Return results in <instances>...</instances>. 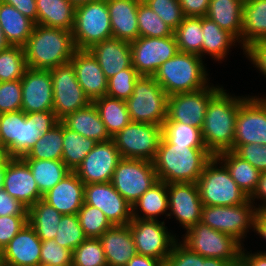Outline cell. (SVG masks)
<instances>
[{"label": "cell", "mask_w": 266, "mask_h": 266, "mask_svg": "<svg viewBox=\"0 0 266 266\" xmlns=\"http://www.w3.org/2000/svg\"><path fill=\"white\" fill-rule=\"evenodd\" d=\"M213 155L207 148L170 144L163 136L152 161L157 178L170 183H197Z\"/></svg>", "instance_id": "6da1fadb"}, {"label": "cell", "mask_w": 266, "mask_h": 266, "mask_svg": "<svg viewBox=\"0 0 266 266\" xmlns=\"http://www.w3.org/2000/svg\"><path fill=\"white\" fill-rule=\"evenodd\" d=\"M23 50L27 68L51 70L69 63L77 49L72 31L35 24Z\"/></svg>", "instance_id": "7a4b0ae2"}, {"label": "cell", "mask_w": 266, "mask_h": 266, "mask_svg": "<svg viewBox=\"0 0 266 266\" xmlns=\"http://www.w3.org/2000/svg\"><path fill=\"white\" fill-rule=\"evenodd\" d=\"M226 91L222 87L210 99L201 129L205 146L213 156L233 150L237 112L245 97Z\"/></svg>", "instance_id": "3957f363"}, {"label": "cell", "mask_w": 266, "mask_h": 266, "mask_svg": "<svg viewBox=\"0 0 266 266\" xmlns=\"http://www.w3.org/2000/svg\"><path fill=\"white\" fill-rule=\"evenodd\" d=\"M202 60L199 55L178 52L159 67L154 79L168 96L203 89L211 83Z\"/></svg>", "instance_id": "277c9868"}, {"label": "cell", "mask_w": 266, "mask_h": 266, "mask_svg": "<svg viewBox=\"0 0 266 266\" xmlns=\"http://www.w3.org/2000/svg\"><path fill=\"white\" fill-rule=\"evenodd\" d=\"M197 185L203 206H235L249 199L216 156L205 165Z\"/></svg>", "instance_id": "5b68a950"}, {"label": "cell", "mask_w": 266, "mask_h": 266, "mask_svg": "<svg viewBox=\"0 0 266 266\" xmlns=\"http://www.w3.org/2000/svg\"><path fill=\"white\" fill-rule=\"evenodd\" d=\"M125 102L133 122L162 126L167 118L168 95L154 76L141 75Z\"/></svg>", "instance_id": "8992f818"}, {"label": "cell", "mask_w": 266, "mask_h": 266, "mask_svg": "<svg viewBox=\"0 0 266 266\" xmlns=\"http://www.w3.org/2000/svg\"><path fill=\"white\" fill-rule=\"evenodd\" d=\"M72 35L78 50H88L113 37L107 0H94L76 6Z\"/></svg>", "instance_id": "52a82bcc"}, {"label": "cell", "mask_w": 266, "mask_h": 266, "mask_svg": "<svg viewBox=\"0 0 266 266\" xmlns=\"http://www.w3.org/2000/svg\"><path fill=\"white\" fill-rule=\"evenodd\" d=\"M185 232L181 242L203 257L219 258L231 263L242 255L243 245L239 241L201 221Z\"/></svg>", "instance_id": "ba28073f"}, {"label": "cell", "mask_w": 266, "mask_h": 266, "mask_svg": "<svg viewBox=\"0 0 266 266\" xmlns=\"http://www.w3.org/2000/svg\"><path fill=\"white\" fill-rule=\"evenodd\" d=\"M248 199L235 206H203L201 222L210 228L232 236L242 245L249 229L254 230L256 205Z\"/></svg>", "instance_id": "9c48e42d"}, {"label": "cell", "mask_w": 266, "mask_h": 266, "mask_svg": "<svg viewBox=\"0 0 266 266\" xmlns=\"http://www.w3.org/2000/svg\"><path fill=\"white\" fill-rule=\"evenodd\" d=\"M162 138V126L131 121L111 139L124 159L153 161Z\"/></svg>", "instance_id": "30bf717a"}, {"label": "cell", "mask_w": 266, "mask_h": 266, "mask_svg": "<svg viewBox=\"0 0 266 266\" xmlns=\"http://www.w3.org/2000/svg\"><path fill=\"white\" fill-rule=\"evenodd\" d=\"M157 181L152 161L122 158L114 170L111 184L132 206Z\"/></svg>", "instance_id": "8fae6325"}, {"label": "cell", "mask_w": 266, "mask_h": 266, "mask_svg": "<svg viewBox=\"0 0 266 266\" xmlns=\"http://www.w3.org/2000/svg\"><path fill=\"white\" fill-rule=\"evenodd\" d=\"M129 226L137 254L156 258L163 263L179 240L168 231L164 221L132 218Z\"/></svg>", "instance_id": "7c38bea8"}, {"label": "cell", "mask_w": 266, "mask_h": 266, "mask_svg": "<svg viewBox=\"0 0 266 266\" xmlns=\"http://www.w3.org/2000/svg\"><path fill=\"white\" fill-rule=\"evenodd\" d=\"M53 87V112L61 121L91 101L79 85L71 62L50 70Z\"/></svg>", "instance_id": "4fadbf2b"}, {"label": "cell", "mask_w": 266, "mask_h": 266, "mask_svg": "<svg viewBox=\"0 0 266 266\" xmlns=\"http://www.w3.org/2000/svg\"><path fill=\"white\" fill-rule=\"evenodd\" d=\"M132 66L140 75L153 76L159 67L178 52L176 37H139L130 42Z\"/></svg>", "instance_id": "5bb4252c"}, {"label": "cell", "mask_w": 266, "mask_h": 266, "mask_svg": "<svg viewBox=\"0 0 266 266\" xmlns=\"http://www.w3.org/2000/svg\"><path fill=\"white\" fill-rule=\"evenodd\" d=\"M223 86L213 84L203 89L168 96L167 118L165 121L181 122L202 129L210 99Z\"/></svg>", "instance_id": "9a60e30c"}, {"label": "cell", "mask_w": 266, "mask_h": 266, "mask_svg": "<svg viewBox=\"0 0 266 266\" xmlns=\"http://www.w3.org/2000/svg\"><path fill=\"white\" fill-rule=\"evenodd\" d=\"M266 145V97L245 96L237 112L234 145Z\"/></svg>", "instance_id": "2e32d148"}, {"label": "cell", "mask_w": 266, "mask_h": 266, "mask_svg": "<svg viewBox=\"0 0 266 266\" xmlns=\"http://www.w3.org/2000/svg\"><path fill=\"white\" fill-rule=\"evenodd\" d=\"M121 159L112 139L97 142L74 172L85 185L111 182L114 170Z\"/></svg>", "instance_id": "e0dca14e"}, {"label": "cell", "mask_w": 266, "mask_h": 266, "mask_svg": "<svg viewBox=\"0 0 266 266\" xmlns=\"http://www.w3.org/2000/svg\"><path fill=\"white\" fill-rule=\"evenodd\" d=\"M84 203L100 209L112 225H128L132 220V206L111 182L86 184Z\"/></svg>", "instance_id": "ac0fdd59"}, {"label": "cell", "mask_w": 266, "mask_h": 266, "mask_svg": "<svg viewBox=\"0 0 266 266\" xmlns=\"http://www.w3.org/2000/svg\"><path fill=\"white\" fill-rule=\"evenodd\" d=\"M168 219L172 216L187 231L201 220L202 201L197 183L167 184Z\"/></svg>", "instance_id": "d6986e66"}, {"label": "cell", "mask_w": 266, "mask_h": 266, "mask_svg": "<svg viewBox=\"0 0 266 266\" xmlns=\"http://www.w3.org/2000/svg\"><path fill=\"white\" fill-rule=\"evenodd\" d=\"M3 189L28 209L43 197L31 169L21 157L6 159Z\"/></svg>", "instance_id": "ffe728a7"}, {"label": "cell", "mask_w": 266, "mask_h": 266, "mask_svg": "<svg viewBox=\"0 0 266 266\" xmlns=\"http://www.w3.org/2000/svg\"><path fill=\"white\" fill-rule=\"evenodd\" d=\"M22 111H53V87L50 70L27 68L21 78Z\"/></svg>", "instance_id": "44dd1931"}, {"label": "cell", "mask_w": 266, "mask_h": 266, "mask_svg": "<svg viewBox=\"0 0 266 266\" xmlns=\"http://www.w3.org/2000/svg\"><path fill=\"white\" fill-rule=\"evenodd\" d=\"M72 63L79 85L91 102L106 96L108 79L102 71L97 59L89 50H76L73 54Z\"/></svg>", "instance_id": "7402d4cb"}, {"label": "cell", "mask_w": 266, "mask_h": 266, "mask_svg": "<svg viewBox=\"0 0 266 266\" xmlns=\"http://www.w3.org/2000/svg\"><path fill=\"white\" fill-rule=\"evenodd\" d=\"M41 245V239L27 223L2 249L4 266H38Z\"/></svg>", "instance_id": "603a6c76"}, {"label": "cell", "mask_w": 266, "mask_h": 266, "mask_svg": "<svg viewBox=\"0 0 266 266\" xmlns=\"http://www.w3.org/2000/svg\"><path fill=\"white\" fill-rule=\"evenodd\" d=\"M84 188L85 184L74 171H71L47 191L42 200L53 206L62 215L77 214L84 204Z\"/></svg>", "instance_id": "cb8c5ba5"}, {"label": "cell", "mask_w": 266, "mask_h": 266, "mask_svg": "<svg viewBox=\"0 0 266 266\" xmlns=\"http://www.w3.org/2000/svg\"><path fill=\"white\" fill-rule=\"evenodd\" d=\"M88 50L97 59L107 79L132 67L129 41L111 37L93 45Z\"/></svg>", "instance_id": "d4e9b609"}, {"label": "cell", "mask_w": 266, "mask_h": 266, "mask_svg": "<svg viewBox=\"0 0 266 266\" xmlns=\"http://www.w3.org/2000/svg\"><path fill=\"white\" fill-rule=\"evenodd\" d=\"M108 266H126L137 255L136 246L128 225H113L100 236Z\"/></svg>", "instance_id": "484cf974"}, {"label": "cell", "mask_w": 266, "mask_h": 266, "mask_svg": "<svg viewBox=\"0 0 266 266\" xmlns=\"http://www.w3.org/2000/svg\"><path fill=\"white\" fill-rule=\"evenodd\" d=\"M142 0H107L112 36L125 41H134L140 37L137 12Z\"/></svg>", "instance_id": "4316f807"}, {"label": "cell", "mask_w": 266, "mask_h": 266, "mask_svg": "<svg viewBox=\"0 0 266 266\" xmlns=\"http://www.w3.org/2000/svg\"><path fill=\"white\" fill-rule=\"evenodd\" d=\"M59 120L53 111L32 112L22 111L19 140H16V157H22L34 146L43 134L47 133Z\"/></svg>", "instance_id": "83f0119b"}, {"label": "cell", "mask_w": 266, "mask_h": 266, "mask_svg": "<svg viewBox=\"0 0 266 266\" xmlns=\"http://www.w3.org/2000/svg\"><path fill=\"white\" fill-rule=\"evenodd\" d=\"M61 122L70 130L96 142H104L111 139L93 102L67 115Z\"/></svg>", "instance_id": "f1b7e54d"}, {"label": "cell", "mask_w": 266, "mask_h": 266, "mask_svg": "<svg viewBox=\"0 0 266 266\" xmlns=\"http://www.w3.org/2000/svg\"><path fill=\"white\" fill-rule=\"evenodd\" d=\"M244 0H210L206 17L231 33L241 46Z\"/></svg>", "instance_id": "f546056e"}, {"label": "cell", "mask_w": 266, "mask_h": 266, "mask_svg": "<svg viewBox=\"0 0 266 266\" xmlns=\"http://www.w3.org/2000/svg\"><path fill=\"white\" fill-rule=\"evenodd\" d=\"M37 24L72 31L75 5L70 0H36Z\"/></svg>", "instance_id": "4dcf8cb0"}, {"label": "cell", "mask_w": 266, "mask_h": 266, "mask_svg": "<svg viewBox=\"0 0 266 266\" xmlns=\"http://www.w3.org/2000/svg\"><path fill=\"white\" fill-rule=\"evenodd\" d=\"M168 210L167 184L164 181L158 180L132 205V218L158 220L160 215L165 214L168 217Z\"/></svg>", "instance_id": "1f68e13d"}, {"label": "cell", "mask_w": 266, "mask_h": 266, "mask_svg": "<svg viewBox=\"0 0 266 266\" xmlns=\"http://www.w3.org/2000/svg\"><path fill=\"white\" fill-rule=\"evenodd\" d=\"M241 49L266 39V0H244Z\"/></svg>", "instance_id": "d6a6232c"}, {"label": "cell", "mask_w": 266, "mask_h": 266, "mask_svg": "<svg viewBox=\"0 0 266 266\" xmlns=\"http://www.w3.org/2000/svg\"><path fill=\"white\" fill-rule=\"evenodd\" d=\"M35 23L13 6L0 1V26L11 46L23 47Z\"/></svg>", "instance_id": "836d02e7"}, {"label": "cell", "mask_w": 266, "mask_h": 266, "mask_svg": "<svg viewBox=\"0 0 266 266\" xmlns=\"http://www.w3.org/2000/svg\"><path fill=\"white\" fill-rule=\"evenodd\" d=\"M202 57L206 54L215 61H223L227 58V54L232 46H235L239 41L228 31L219 27L215 22L202 17Z\"/></svg>", "instance_id": "e575fe53"}, {"label": "cell", "mask_w": 266, "mask_h": 266, "mask_svg": "<svg viewBox=\"0 0 266 266\" xmlns=\"http://www.w3.org/2000/svg\"><path fill=\"white\" fill-rule=\"evenodd\" d=\"M216 157L225 165L237 186L250 198L257 188L261 172L233 151L221 152Z\"/></svg>", "instance_id": "d590c367"}, {"label": "cell", "mask_w": 266, "mask_h": 266, "mask_svg": "<svg viewBox=\"0 0 266 266\" xmlns=\"http://www.w3.org/2000/svg\"><path fill=\"white\" fill-rule=\"evenodd\" d=\"M62 214L45 201L38 200L28 209V223L41 241L56 237Z\"/></svg>", "instance_id": "8d00e7d4"}, {"label": "cell", "mask_w": 266, "mask_h": 266, "mask_svg": "<svg viewBox=\"0 0 266 266\" xmlns=\"http://www.w3.org/2000/svg\"><path fill=\"white\" fill-rule=\"evenodd\" d=\"M32 171L33 177L37 182L38 189L42 195L52 189L60 182L71 170L62 160H38L23 159Z\"/></svg>", "instance_id": "74e56055"}, {"label": "cell", "mask_w": 266, "mask_h": 266, "mask_svg": "<svg viewBox=\"0 0 266 266\" xmlns=\"http://www.w3.org/2000/svg\"><path fill=\"white\" fill-rule=\"evenodd\" d=\"M110 137L121 131L131 120L124 100L103 96L93 101Z\"/></svg>", "instance_id": "f35d334b"}, {"label": "cell", "mask_w": 266, "mask_h": 266, "mask_svg": "<svg viewBox=\"0 0 266 266\" xmlns=\"http://www.w3.org/2000/svg\"><path fill=\"white\" fill-rule=\"evenodd\" d=\"M96 143L93 139L83 137L63 124L62 161L71 171H75Z\"/></svg>", "instance_id": "ab89813d"}, {"label": "cell", "mask_w": 266, "mask_h": 266, "mask_svg": "<svg viewBox=\"0 0 266 266\" xmlns=\"http://www.w3.org/2000/svg\"><path fill=\"white\" fill-rule=\"evenodd\" d=\"M63 123L59 121L36 141L22 159L62 160Z\"/></svg>", "instance_id": "60d3db41"}, {"label": "cell", "mask_w": 266, "mask_h": 266, "mask_svg": "<svg viewBox=\"0 0 266 266\" xmlns=\"http://www.w3.org/2000/svg\"><path fill=\"white\" fill-rule=\"evenodd\" d=\"M179 52L192 53L202 58V17H185L174 31Z\"/></svg>", "instance_id": "b9f144b4"}, {"label": "cell", "mask_w": 266, "mask_h": 266, "mask_svg": "<svg viewBox=\"0 0 266 266\" xmlns=\"http://www.w3.org/2000/svg\"><path fill=\"white\" fill-rule=\"evenodd\" d=\"M162 136L173 145L207 148L203 140L202 130L181 122L164 121Z\"/></svg>", "instance_id": "7bdbcfd3"}, {"label": "cell", "mask_w": 266, "mask_h": 266, "mask_svg": "<svg viewBox=\"0 0 266 266\" xmlns=\"http://www.w3.org/2000/svg\"><path fill=\"white\" fill-rule=\"evenodd\" d=\"M140 37H169L174 31L145 2L141 1L137 12Z\"/></svg>", "instance_id": "ee69618b"}, {"label": "cell", "mask_w": 266, "mask_h": 266, "mask_svg": "<svg viewBox=\"0 0 266 266\" xmlns=\"http://www.w3.org/2000/svg\"><path fill=\"white\" fill-rule=\"evenodd\" d=\"M26 69L23 47L9 46L0 52V82L21 80Z\"/></svg>", "instance_id": "f6af8a7d"}, {"label": "cell", "mask_w": 266, "mask_h": 266, "mask_svg": "<svg viewBox=\"0 0 266 266\" xmlns=\"http://www.w3.org/2000/svg\"><path fill=\"white\" fill-rule=\"evenodd\" d=\"M85 239L78 215H62L54 238L55 242L73 252Z\"/></svg>", "instance_id": "bcb514c9"}, {"label": "cell", "mask_w": 266, "mask_h": 266, "mask_svg": "<svg viewBox=\"0 0 266 266\" xmlns=\"http://www.w3.org/2000/svg\"><path fill=\"white\" fill-rule=\"evenodd\" d=\"M72 266H108L99 238H86L73 250Z\"/></svg>", "instance_id": "7dc6e473"}, {"label": "cell", "mask_w": 266, "mask_h": 266, "mask_svg": "<svg viewBox=\"0 0 266 266\" xmlns=\"http://www.w3.org/2000/svg\"><path fill=\"white\" fill-rule=\"evenodd\" d=\"M77 215L86 238H100L105 230L113 226L100 209L86 203Z\"/></svg>", "instance_id": "c3c4849f"}, {"label": "cell", "mask_w": 266, "mask_h": 266, "mask_svg": "<svg viewBox=\"0 0 266 266\" xmlns=\"http://www.w3.org/2000/svg\"><path fill=\"white\" fill-rule=\"evenodd\" d=\"M20 122H22V110L0 114V133L8 157H16Z\"/></svg>", "instance_id": "681fc988"}, {"label": "cell", "mask_w": 266, "mask_h": 266, "mask_svg": "<svg viewBox=\"0 0 266 266\" xmlns=\"http://www.w3.org/2000/svg\"><path fill=\"white\" fill-rule=\"evenodd\" d=\"M140 76L133 66L120 71L108 79L106 96L126 101L133 94L134 85Z\"/></svg>", "instance_id": "f907efd6"}, {"label": "cell", "mask_w": 266, "mask_h": 266, "mask_svg": "<svg viewBox=\"0 0 266 266\" xmlns=\"http://www.w3.org/2000/svg\"><path fill=\"white\" fill-rule=\"evenodd\" d=\"M175 31L185 15L178 0H142Z\"/></svg>", "instance_id": "816d5d0a"}, {"label": "cell", "mask_w": 266, "mask_h": 266, "mask_svg": "<svg viewBox=\"0 0 266 266\" xmlns=\"http://www.w3.org/2000/svg\"><path fill=\"white\" fill-rule=\"evenodd\" d=\"M22 110L21 80L0 82V114Z\"/></svg>", "instance_id": "f5cc1de1"}, {"label": "cell", "mask_w": 266, "mask_h": 266, "mask_svg": "<svg viewBox=\"0 0 266 266\" xmlns=\"http://www.w3.org/2000/svg\"><path fill=\"white\" fill-rule=\"evenodd\" d=\"M73 252L60 246L54 239L42 241L40 264L72 266Z\"/></svg>", "instance_id": "db71d44e"}, {"label": "cell", "mask_w": 266, "mask_h": 266, "mask_svg": "<svg viewBox=\"0 0 266 266\" xmlns=\"http://www.w3.org/2000/svg\"><path fill=\"white\" fill-rule=\"evenodd\" d=\"M232 151L261 173L266 172V145L256 143L233 145Z\"/></svg>", "instance_id": "11a10c76"}, {"label": "cell", "mask_w": 266, "mask_h": 266, "mask_svg": "<svg viewBox=\"0 0 266 266\" xmlns=\"http://www.w3.org/2000/svg\"><path fill=\"white\" fill-rule=\"evenodd\" d=\"M28 223V215L0 216V249L2 250Z\"/></svg>", "instance_id": "9f6ffc18"}, {"label": "cell", "mask_w": 266, "mask_h": 266, "mask_svg": "<svg viewBox=\"0 0 266 266\" xmlns=\"http://www.w3.org/2000/svg\"><path fill=\"white\" fill-rule=\"evenodd\" d=\"M165 266H198V253L192 252L179 240L174 244Z\"/></svg>", "instance_id": "6f0895ef"}, {"label": "cell", "mask_w": 266, "mask_h": 266, "mask_svg": "<svg viewBox=\"0 0 266 266\" xmlns=\"http://www.w3.org/2000/svg\"><path fill=\"white\" fill-rule=\"evenodd\" d=\"M243 54L266 77V39L255 41L243 49Z\"/></svg>", "instance_id": "680465c9"}, {"label": "cell", "mask_w": 266, "mask_h": 266, "mask_svg": "<svg viewBox=\"0 0 266 266\" xmlns=\"http://www.w3.org/2000/svg\"><path fill=\"white\" fill-rule=\"evenodd\" d=\"M28 215V208L0 189V216Z\"/></svg>", "instance_id": "91938a15"}, {"label": "cell", "mask_w": 266, "mask_h": 266, "mask_svg": "<svg viewBox=\"0 0 266 266\" xmlns=\"http://www.w3.org/2000/svg\"><path fill=\"white\" fill-rule=\"evenodd\" d=\"M185 17H205L210 0H178Z\"/></svg>", "instance_id": "94428289"}, {"label": "cell", "mask_w": 266, "mask_h": 266, "mask_svg": "<svg viewBox=\"0 0 266 266\" xmlns=\"http://www.w3.org/2000/svg\"><path fill=\"white\" fill-rule=\"evenodd\" d=\"M20 11L24 16L28 17L37 24V6L36 0H0Z\"/></svg>", "instance_id": "6125c7cd"}, {"label": "cell", "mask_w": 266, "mask_h": 266, "mask_svg": "<svg viewBox=\"0 0 266 266\" xmlns=\"http://www.w3.org/2000/svg\"><path fill=\"white\" fill-rule=\"evenodd\" d=\"M249 199L253 203H255V199H260L261 205H257L256 210H266V172L260 174L257 188Z\"/></svg>", "instance_id": "be15d7a7"}, {"label": "cell", "mask_w": 266, "mask_h": 266, "mask_svg": "<svg viewBox=\"0 0 266 266\" xmlns=\"http://www.w3.org/2000/svg\"><path fill=\"white\" fill-rule=\"evenodd\" d=\"M126 266H165V263L153 257L137 254L129 260Z\"/></svg>", "instance_id": "e7e4bbea"}, {"label": "cell", "mask_w": 266, "mask_h": 266, "mask_svg": "<svg viewBox=\"0 0 266 266\" xmlns=\"http://www.w3.org/2000/svg\"><path fill=\"white\" fill-rule=\"evenodd\" d=\"M254 232L266 241V210H257L254 218Z\"/></svg>", "instance_id": "03108f58"}, {"label": "cell", "mask_w": 266, "mask_h": 266, "mask_svg": "<svg viewBox=\"0 0 266 266\" xmlns=\"http://www.w3.org/2000/svg\"><path fill=\"white\" fill-rule=\"evenodd\" d=\"M244 245L242 248V256L249 262L251 266H266V251H258L255 253L245 252Z\"/></svg>", "instance_id": "003e7915"}, {"label": "cell", "mask_w": 266, "mask_h": 266, "mask_svg": "<svg viewBox=\"0 0 266 266\" xmlns=\"http://www.w3.org/2000/svg\"><path fill=\"white\" fill-rule=\"evenodd\" d=\"M230 262L219 258L203 257L198 254V266H229Z\"/></svg>", "instance_id": "a7ac6f4b"}, {"label": "cell", "mask_w": 266, "mask_h": 266, "mask_svg": "<svg viewBox=\"0 0 266 266\" xmlns=\"http://www.w3.org/2000/svg\"><path fill=\"white\" fill-rule=\"evenodd\" d=\"M11 46L5 38L2 27L0 26V52Z\"/></svg>", "instance_id": "89a4df30"}, {"label": "cell", "mask_w": 266, "mask_h": 266, "mask_svg": "<svg viewBox=\"0 0 266 266\" xmlns=\"http://www.w3.org/2000/svg\"><path fill=\"white\" fill-rule=\"evenodd\" d=\"M229 266H251L249 262L241 255L237 260L232 261Z\"/></svg>", "instance_id": "2644e50d"}, {"label": "cell", "mask_w": 266, "mask_h": 266, "mask_svg": "<svg viewBox=\"0 0 266 266\" xmlns=\"http://www.w3.org/2000/svg\"><path fill=\"white\" fill-rule=\"evenodd\" d=\"M5 164H6V160L0 165V189L3 188V178H4V172H5Z\"/></svg>", "instance_id": "8c879c8a"}, {"label": "cell", "mask_w": 266, "mask_h": 266, "mask_svg": "<svg viewBox=\"0 0 266 266\" xmlns=\"http://www.w3.org/2000/svg\"><path fill=\"white\" fill-rule=\"evenodd\" d=\"M8 158L6 151L0 148V165Z\"/></svg>", "instance_id": "753ad0ef"}, {"label": "cell", "mask_w": 266, "mask_h": 266, "mask_svg": "<svg viewBox=\"0 0 266 266\" xmlns=\"http://www.w3.org/2000/svg\"><path fill=\"white\" fill-rule=\"evenodd\" d=\"M75 6H78L83 3H87L89 1H94V0H70Z\"/></svg>", "instance_id": "34e18365"}, {"label": "cell", "mask_w": 266, "mask_h": 266, "mask_svg": "<svg viewBox=\"0 0 266 266\" xmlns=\"http://www.w3.org/2000/svg\"><path fill=\"white\" fill-rule=\"evenodd\" d=\"M0 266H4L3 256H2V250L1 249H0Z\"/></svg>", "instance_id": "11e5206c"}, {"label": "cell", "mask_w": 266, "mask_h": 266, "mask_svg": "<svg viewBox=\"0 0 266 266\" xmlns=\"http://www.w3.org/2000/svg\"><path fill=\"white\" fill-rule=\"evenodd\" d=\"M0 148H3L5 150V147L3 146V141H2V138H1V133H0Z\"/></svg>", "instance_id": "2a66077c"}, {"label": "cell", "mask_w": 266, "mask_h": 266, "mask_svg": "<svg viewBox=\"0 0 266 266\" xmlns=\"http://www.w3.org/2000/svg\"><path fill=\"white\" fill-rule=\"evenodd\" d=\"M38 266H56V265H51V264H39Z\"/></svg>", "instance_id": "b9fcfbb0"}]
</instances>
